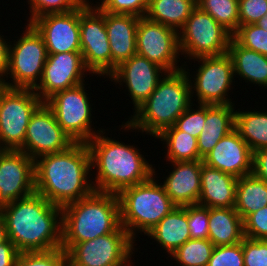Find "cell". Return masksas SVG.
<instances>
[{"instance_id":"obj_1","label":"cell","mask_w":267,"mask_h":266,"mask_svg":"<svg viewBox=\"0 0 267 266\" xmlns=\"http://www.w3.org/2000/svg\"><path fill=\"white\" fill-rule=\"evenodd\" d=\"M90 170L93 169L87 144L74 142L64 151L35 160V192L64 207L94 191Z\"/></svg>"},{"instance_id":"obj_43","label":"cell","mask_w":267,"mask_h":266,"mask_svg":"<svg viewBox=\"0 0 267 266\" xmlns=\"http://www.w3.org/2000/svg\"><path fill=\"white\" fill-rule=\"evenodd\" d=\"M240 25L256 24L267 13V0H238Z\"/></svg>"},{"instance_id":"obj_13","label":"cell","mask_w":267,"mask_h":266,"mask_svg":"<svg viewBox=\"0 0 267 266\" xmlns=\"http://www.w3.org/2000/svg\"><path fill=\"white\" fill-rule=\"evenodd\" d=\"M80 43L85 67L99 77L111 74V48L105 26V12L86 0L80 6Z\"/></svg>"},{"instance_id":"obj_36","label":"cell","mask_w":267,"mask_h":266,"mask_svg":"<svg viewBox=\"0 0 267 266\" xmlns=\"http://www.w3.org/2000/svg\"><path fill=\"white\" fill-rule=\"evenodd\" d=\"M86 0H27L31 14L28 23L46 14L67 13L79 8Z\"/></svg>"},{"instance_id":"obj_7","label":"cell","mask_w":267,"mask_h":266,"mask_svg":"<svg viewBox=\"0 0 267 266\" xmlns=\"http://www.w3.org/2000/svg\"><path fill=\"white\" fill-rule=\"evenodd\" d=\"M25 26L20 38L17 37V41L9 44L6 77L0 82L3 86L34 89L41 80L48 55L46 45L32 24L27 23ZM8 76L12 82L8 81Z\"/></svg>"},{"instance_id":"obj_44","label":"cell","mask_w":267,"mask_h":266,"mask_svg":"<svg viewBox=\"0 0 267 266\" xmlns=\"http://www.w3.org/2000/svg\"><path fill=\"white\" fill-rule=\"evenodd\" d=\"M252 174L267 183V149L253 152Z\"/></svg>"},{"instance_id":"obj_22","label":"cell","mask_w":267,"mask_h":266,"mask_svg":"<svg viewBox=\"0 0 267 266\" xmlns=\"http://www.w3.org/2000/svg\"><path fill=\"white\" fill-rule=\"evenodd\" d=\"M138 16L105 12V26L111 48V73L124 61L137 54Z\"/></svg>"},{"instance_id":"obj_25","label":"cell","mask_w":267,"mask_h":266,"mask_svg":"<svg viewBox=\"0 0 267 266\" xmlns=\"http://www.w3.org/2000/svg\"><path fill=\"white\" fill-rule=\"evenodd\" d=\"M146 236L157 241L169 256L190 236L187 221V206L176 207L168 213Z\"/></svg>"},{"instance_id":"obj_14","label":"cell","mask_w":267,"mask_h":266,"mask_svg":"<svg viewBox=\"0 0 267 266\" xmlns=\"http://www.w3.org/2000/svg\"><path fill=\"white\" fill-rule=\"evenodd\" d=\"M136 46L138 55L154 62L167 72H175L187 66L178 65L180 62L178 32L146 17L139 18Z\"/></svg>"},{"instance_id":"obj_45","label":"cell","mask_w":267,"mask_h":266,"mask_svg":"<svg viewBox=\"0 0 267 266\" xmlns=\"http://www.w3.org/2000/svg\"><path fill=\"white\" fill-rule=\"evenodd\" d=\"M19 251L8 239L0 244V266H15Z\"/></svg>"},{"instance_id":"obj_40","label":"cell","mask_w":267,"mask_h":266,"mask_svg":"<svg viewBox=\"0 0 267 266\" xmlns=\"http://www.w3.org/2000/svg\"><path fill=\"white\" fill-rule=\"evenodd\" d=\"M207 266H244L242 242L215 246Z\"/></svg>"},{"instance_id":"obj_17","label":"cell","mask_w":267,"mask_h":266,"mask_svg":"<svg viewBox=\"0 0 267 266\" xmlns=\"http://www.w3.org/2000/svg\"><path fill=\"white\" fill-rule=\"evenodd\" d=\"M88 72L90 75L81 52L48 54L41 80L33 90L45 102L58 91L84 83Z\"/></svg>"},{"instance_id":"obj_11","label":"cell","mask_w":267,"mask_h":266,"mask_svg":"<svg viewBox=\"0 0 267 266\" xmlns=\"http://www.w3.org/2000/svg\"><path fill=\"white\" fill-rule=\"evenodd\" d=\"M198 61L199 68L196 69L193 80L188 68L186 73L190 78L191 97H196L197 104L205 105H231L232 103L229 90L234 78L233 61L231 56L226 53L220 56L200 57L193 59ZM192 81V82H191ZM195 91V92H194ZM196 93V94H195ZM229 94V96H228Z\"/></svg>"},{"instance_id":"obj_32","label":"cell","mask_w":267,"mask_h":266,"mask_svg":"<svg viewBox=\"0 0 267 266\" xmlns=\"http://www.w3.org/2000/svg\"><path fill=\"white\" fill-rule=\"evenodd\" d=\"M197 7L211 15L233 35L240 26L238 0H196Z\"/></svg>"},{"instance_id":"obj_28","label":"cell","mask_w":267,"mask_h":266,"mask_svg":"<svg viewBox=\"0 0 267 266\" xmlns=\"http://www.w3.org/2000/svg\"><path fill=\"white\" fill-rule=\"evenodd\" d=\"M196 7V0H151L145 17L179 32Z\"/></svg>"},{"instance_id":"obj_26","label":"cell","mask_w":267,"mask_h":266,"mask_svg":"<svg viewBox=\"0 0 267 266\" xmlns=\"http://www.w3.org/2000/svg\"><path fill=\"white\" fill-rule=\"evenodd\" d=\"M228 54L233 61L234 77L267 88V56L244 48L231 38ZM247 80V81H246Z\"/></svg>"},{"instance_id":"obj_48","label":"cell","mask_w":267,"mask_h":266,"mask_svg":"<svg viewBox=\"0 0 267 266\" xmlns=\"http://www.w3.org/2000/svg\"><path fill=\"white\" fill-rule=\"evenodd\" d=\"M256 25L262 27L265 31H267V13L264 17L257 21Z\"/></svg>"},{"instance_id":"obj_4","label":"cell","mask_w":267,"mask_h":266,"mask_svg":"<svg viewBox=\"0 0 267 266\" xmlns=\"http://www.w3.org/2000/svg\"><path fill=\"white\" fill-rule=\"evenodd\" d=\"M192 99L190 78L186 70L167 72L154 92L121 128L124 131H142L156 137L166 128L172 127L177 118L191 104H195Z\"/></svg>"},{"instance_id":"obj_38","label":"cell","mask_w":267,"mask_h":266,"mask_svg":"<svg viewBox=\"0 0 267 266\" xmlns=\"http://www.w3.org/2000/svg\"><path fill=\"white\" fill-rule=\"evenodd\" d=\"M96 3L103 11L111 14H130L145 17L151 0H100Z\"/></svg>"},{"instance_id":"obj_49","label":"cell","mask_w":267,"mask_h":266,"mask_svg":"<svg viewBox=\"0 0 267 266\" xmlns=\"http://www.w3.org/2000/svg\"><path fill=\"white\" fill-rule=\"evenodd\" d=\"M65 266H76V265H74V264H73V263H71L69 260H67V262H66Z\"/></svg>"},{"instance_id":"obj_10","label":"cell","mask_w":267,"mask_h":266,"mask_svg":"<svg viewBox=\"0 0 267 266\" xmlns=\"http://www.w3.org/2000/svg\"><path fill=\"white\" fill-rule=\"evenodd\" d=\"M85 84L58 91L44 103L53 111L57 123L73 142H89L101 130L92 128V103Z\"/></svg>"},{"instance_id":"obj_35","label":"cell","mask_w":267,"mask_h":266,"mask_svg":"<svg viewBox=\"0 0 267 266\" xmlns=\"http://www.w3.org/2000/svg\"><path fill=\"white\" fill-rule=\"evenodd\" d=\"M232 38L244 48L267 56V31L256 24L240 25Z\"/></svg>"},{"instance_id":"obj_21","label":"cell","mask_w":267,"mask_h":266,"mask_svg":"<svg viewBox=\"0 0 267 266\" xmlns=\"http://www.w3.org/2000/svg\"><path fill=\"white\" fill-rule=\"evenodd\" d=\"M168 162L173 170L161 183L166 194L178 207L198 204L203 160Z\"/></svg>"},{"instance_id":"obj_47","label":"cell","mask_w":267,"mask_h":266,"mask_svg":"<svg viewBox=\"0 0 267 266\" xmlns=\"http://www.w3.org/2000/svg\"><path fill=\"white\" fill-rule=\"evenodd\" d=\"M7 240H8V234L6 229V223L2 214L0 213V244L6 242Z\"/></svg>"},{"instance_id":"obj_6","label":"cell","mask_w":267,"mask_h":266,"mask_svg":"<svg viewBox=\"0 0 267 266\" xmlns=\"http://www.w3.org/2000/svg\"><path fill=\"white\" fill-rule=\"evenodd\" d=\"M155 170L153 168V175L147 181L124 188L117 194L121 226L134 241H137L136 234L147 235L177 207L155 179L158 177Z\"/></svg>"},{"instance_id":"obj_8","label":"cell","mask_w":267,"mask_h":266,"mask_svg":"<svg viewBox=\"0 0 267 266\" xmlns=\"http://www.w3.org/2000/svg\"><path fill=\"white\" fill-rule=\"evenodd\" d=\"M43 103L33 89L0 84V150L23 148L31 116Z\"/></svg>"},{"instance_id":"obj_41","label":"cell","mask_w":267,"mask_h":266,"mask_svg":"<svg viewBox=\"0 0 267 266\" xmlns=\"http://www.w3.org/2000/svg\"><path fill=\"white\" fill-rule=\"evenodd\" d=\"M242 251L244 266H267V240L244 237Z\"/></svg>"},{"instance_id":"obj_27","label":"cell","mask_w":267,"mask_h":266,"mask_svg":"<svg viewBox=\"0 0 267 266\" xmlns=\"http://www.w3.org/2000/svg\"><path fill=\"white\" fill-rule=\"evenodd\" d=\"M243 238V219L235 208H209V240L214 246L233 245Z\"/></svg>"},{"instance_id":"obj_16","label":"cell","mask_w":267,"mask_h":266,"mask_svg":"<svg viewBox=\"0 0 267 266\" xmlns=\"http://www.w3.org/2000/svg\"><path fill=\"white\" fill-rule=\"evenodd\" d=\"M35 192V160L25 152L0 150V209Z\"/></svg>"},{"instance_id":"obj_37","label":"cell","mask_w":267,"mask_h":266,"mask_svg":"<svg viewBox=\"0 0 267 266\" xmlns=\"http://www.w3.org/2000/svg\"><path fill=\"white\" fill-rule=\"evenodd\" d=\"M191 104L176 120L174 126L193 137L198 138L206 120V105L198 104L196 109ZM193 107V108H192Z\"/></svg>"},{"instance_id":"obj_46","label":"cell","mask_w":267,"mask_h":266,"mask_svg":"<svg viewBox=\"0 0 267 266\" xmlns=\"http://www.w3.org/2000/svg\"><path fill=\"white\" fill-rule=\"evenodd\" d=\"M6 40L4 35L0 34V82L4 79L8 67L10 40Z\"/></svg>"},{"instance_id":"obj_29","label":"cell","mask_w":267,"mask_h":266,"mask_svg":"<svg viewBox=\"0 0 267 266\" xmlns=\"http://www.w3.org/2000/svg\"><path fill=\"white\" fill-rule=\"evenodd\" d=\"M265 206H267V183L253 174L238 178L234 208L243 221Z\"/></svg>"},{"instance_id":"obj_18","label":"cell","mask_w":267,"mask_h":266,"mask_svg":"<svg viewBox=\"0 0 267 266\" xmlns=\"http://www.w3.org/2000/svg\"><path fill=\"white\" fill-rule=\"evenodd\" d=\"M166 73L165 69L154 62L141 55L134 54L116 67L108 76V79L116 84L119 83V86L125 84L136 111L154 92L159 81Z\"/></svg>"},{"instance_id":"obj_30","label":"cell","mask_w":267,"mask_h":266,"mask_svg":"<svg viewBox=\"0 0 267 266\" xmlns=\"http://www.w3.org/2000/svg\"><path fill=\"white\" fill-rule=\"evenodd\" d=\"M252 152L267 149V111H235V127Z\"/></svg>"},{"instance_id":"obj_31","label":"cell","mask_w":267,"mask_h":266,"mask_svg":"<svg viewBox=\"0 0 267 266\" xmlns=\"http://www.w3.org/2000/svg\"><path fill=\"white\" fill-rule=\"evenodd\" d=\"M156 138L163 141L167 148L166 162L203 160L199 156L197 138L178 130L174 125L163 130Z\"/></svg>"},{"instance_id":"obj_9","label":"cell","mask_w":267,"mask_h":266,"mask_svg":"<svg viewBox=\"0 0 267 266\" xmlns=\"http://www.w3.org/2000/svg\"><path fill=\"white\" fill-rule=\"evenodd\" d=\"M180 54L187 60L228 53L232 35L211 15L196 7L178 32Z\"/></svg>"},{"instance_id":"obj_42","label":"cell","mask_w":267,"mask_h":266,"mask_svg":"<svg viewBox=\"0 0 267 266\" xmlns=\"http://www.w3.org/2000/svg\"><path fill=\"white\" fill-rule=\"evenodd\" d=\"M244 237L267 240V206L250 214L244 221Z\"/></svg>"},{"instance_id":"obj_23","label":"cell","mask_w":267,"mask_h":266,"mask_svg":"<svg viewBox=\"0 0 267 266\" xmlns=\"http://www.w3.org/2000/svg\"><path fill=\"white\" fill-rule=\"evenodd\" d=\"M238 179L202 163L198 204L207 208H234Z\"/></svg>"},{"instance_id":"obj_3","label":"cell","mask_w":267,"mask_h":266,"mask_svg":"<svg viewBox=\"0 0 267 266\" xmlns=\"http://www.w3.org/2000/svg\"><path fill=\"white\" fill-rule=\"evenodd\" d=\"M102 129L87 146L91 168L97 172L95 191L118 194L124 188L147 181L153 175V165L141 154L140 149L122 141L109 138ZM105 135V136H104Z\"/></svg>"},{"instance_id":"obj_39","label":"cell","mask_w":267,"mask_h":266,"mask_svg":"<svg viewBox=\"0 0 267 266\" xmlns=\"http://www.w3.org/2000/svg\"><path fill=\"white\" fill-rule=\"evenodd\" d=\"M191 239H209V208L199 204L187 206Z\"/></svg>"},{"instance_id":"obj_12","label":"cell","mask_w":267,"mask_h":266,"mask_svg":"<svg viewBox=\"0 0 267 266\" xmlns=\"http://www.w3.org/2000/svg\"><path fill=\"white\" fill-rule=\"evenodd\" d=\"M135 243L120 226L113 233L74 244L67 256L76 266H132Z\"/></svg>"},{"instance_id":"obj_33","label":"cell","mask_w":267,"mask_h":266,"mask_svg":"<svg viewBox=\"0 0 267 266\" xmlns=\"http://www.w3.org/2000/svg\"><path fill=\"white\" fill-rule=\"evenodd\" d=\"M215 246L209 239H189L170 256L179 266H207Z\"/></svg>"},{"instance_id":"obj_5","label":"cell","mask_w":267,"mask_h":266,"mask_svg":"<svg viewBox=\"0 0 267 266\" xmlns=\"http://www.w3.org/2000/svg\"><path fill=\"white\" fill-rule=\"evenodd\" d=\"M62 248L115 232L120 226L119 199L115 193L93 191L62 207Z\"/></svg>"},{"instance_id":"obj_24","label":"cell","mask_w":267,"mask_h":266,"mask_svg":"<svg viewBox=\"0 0 267 266\" xmlns=\"http://www.w3.org/2000/svg\"><path fill=\"white\" fill-rule=\"evenodd\" d=\"M235 104L206 105V120L197 138L199 156L203 159L235 127Z\"/></svg>"},{"instance_id":"obj_2","label":"cell","mask_w":267,"mask_h":266,"mask_svg":"<svg viewBox=\"0 0 267 266\" xmlns=\"http://www.w3.org/2000/svg\"><path fill=\"white\" fill-rule=\"evenodd\" d=\"M0 213L8 239L19 252L48 251L62 246V207L37 192L1 208Z\"/></svg>"},{"instance_id":"obj_15","label":"cell","mask_w":267,"mask_h":266,"mask_svg":"<svg viewBox=\"0 0 267 266\" xmlns=\"http://www.w3.org/2000/svg\"><path fill=\"white\" fill-rule=\"evenodd\" d=\"M73 143L57 123L53 111L43 103L31 116L20 151L36 160L43 155L64 151Z\"/></svg>"},{"instance_id":"obj_20","label":"cell","mask_w":267,"mask_h":266,"mask_svg":"<svg viewBox=\"0 0 267 266\" xmlns=\"http://www.w3.org/2000/svg\"><path fill=\"white\" fill-rule=\"evenodd\" d=\"M253 152L234 129L203 158V163L237 179L252 174Z\"/></svg>"},{"instance_id":"obj_19","label":"cell","mask_w":267,"mask_h":266,"mask_svg":"<svg viewBox=\"0 0 267 266\" xmlns=\"http://www.w3.org/2000/svg\"><path fill=\"white\" fill-rule=\"evenodd\" d=\"M31 24L42 35L47 54L81 52L80 7L67 13L40 16Z\"/></svg>"},{"instance_id":"obj_34","label":"cell","mask_w":267,"mask_h":266,"mask_svg":"<svg viewBox=\"0 0 267 266\" xmlns=\"http://www.w3.org/2000/svg\"><path fill=\"white\" fill-rule=\"evenodd\" d=\"M67 252L62 248L48 251L19 252L15 266H65Z\"/></svg>"}]
</instances>
